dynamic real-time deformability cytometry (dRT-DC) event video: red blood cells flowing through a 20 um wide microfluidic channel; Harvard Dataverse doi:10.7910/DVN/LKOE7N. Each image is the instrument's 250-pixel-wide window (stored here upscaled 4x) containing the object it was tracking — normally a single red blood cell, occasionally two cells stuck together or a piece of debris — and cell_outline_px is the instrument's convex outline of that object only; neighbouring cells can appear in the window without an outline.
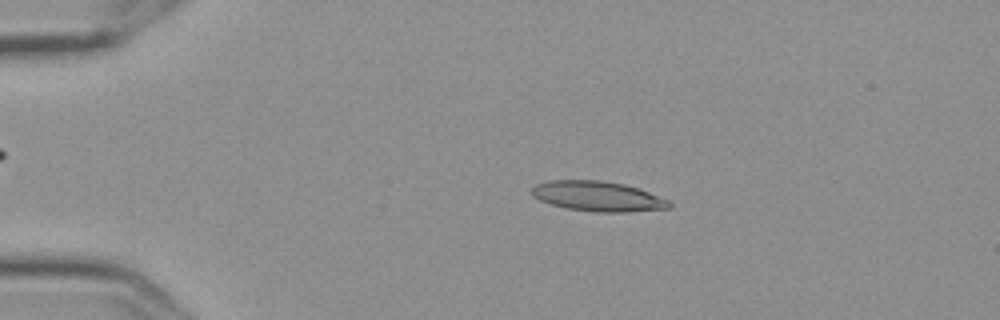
{"species": "Egyptian fruit bat (a non-hibernating species)", "species_latin": "Rousettus aegyptiacus", "temperature_condition": "cold", "stored_images_in_passage": 56, "camera_frame_rate_fps": 3000, "um_per_image_px": 0.085, "frame": {"image": 1, "passage_image": 11, "time_ms": 3.333, "image_size_px": [1000, 320], "cell_outline_px": [[672, 208], [628, 212], [596, 212], [564, 208], [540, 200], [532, 196], [532, 188], [536, 184], [548, 180], [600, 180], [624, 184], [648, 192], [668, 200], [672, 204]], "centroid_in_image_um": [50.8, 16.69], "position_along_channel_um": 34.2, "area_um2": 24.04}}
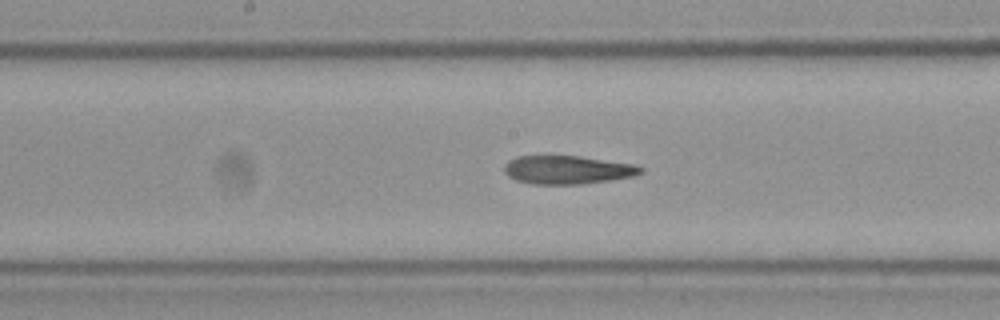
{"frame": {"image": 2, "passage_image": 29, "time_ms": 9.333, "image_size_px": [1000, 320], "cell_outline_px": [[644, 172], [632, 176], [608, 180], [580, 184], [532, 184], [516, 180], [508, 176], [504, 172], [504, 164], [508, 160], [516, 156], [580, 156], [632, 164], [644, 168]], "centroid_in_image_um": [48.19, 14.43], "position_along_channel_um": 200.0, "area_um2": 22.48}}
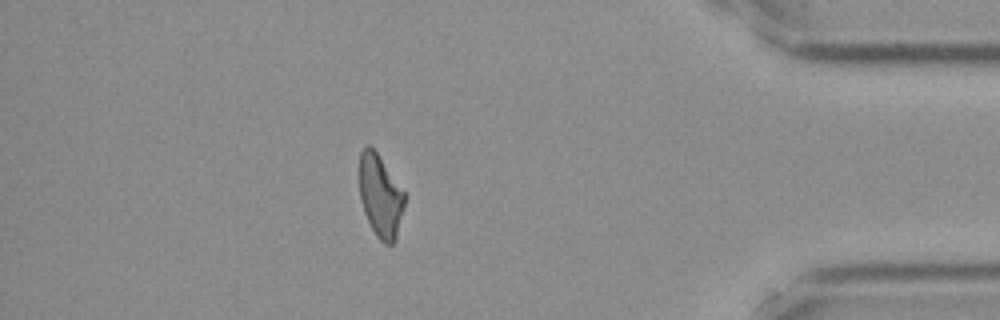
{"frame": {"image": 3, "passage_image": 49, "time_ms": 16.0, "image_size_px": [1000, 320], "cell_outline_px": [[404, 204], [396, 240], [392, 244], [384, 244], [376, 236], [364, 212], [360, 200], [360, 152], [364, 144], [368, 144], [376, 152], [404, 192]], "centroid_in_image_um": [32.31, 16.67], "position_along_channel_um": 402.9, "area_um2": 21.39}, "authors_computed_cell_mechanics": {"area_um2": 22.8021, "velocity_mm_per_s": 3.6025, "shape_relaxation_time_tau1_ms": null, "shape_relaxation_time_tau2_ms": 5.8736, "deformation_change_tau1": null, "deformation_change_tau2": 0.1806}}